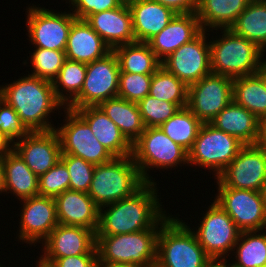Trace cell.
<instances>
[{"label":"cell","mask_w":266,"mask_h":267,"mask_svg":"<svg viewBox=\"0 0 266 267\" xmlns=\"http://www.w3.org/2000/svg\"><path fill=\"white\" fill-rule=\"evenodd\" d=\"M245 144L210 123H203L188 152V166L212 170L217 176L235 159Z\"/></svg>","instance_id":"8"},{"label":"cell","mask_w":266,"mask_h":267,"mask_svg":"<svg viewBox=\"0 0 266 267\" xmlns=\"http://www.w3.org/2000/svg\"><path fill=\"white\" fill-rule=\"evenodd\" d=\"M203 123L187 108H180L159 128L176 144L187 152L193 147L198 131Z\"/></svg>","instance_id":"34"},{"label":"cell","mask_w":266,"mask_h":267,"mask_svg":"<svg viewBox=\"0 0 266 267\" xmlns=\"http://www.w3.org/2000/svg\"><path fill=\"white\" fill-rule=\"evenodd\" d=\"M230 29L266 52V0H250Z\"/></svg>","instance_id":"31"},{"label":"cell","mask_w":266,"mask_h":267,"mask_svg":"<svg viewBox=\"0 0 266 267\" xmlns=\"http://www.w3.org/2000/svg\"><path fill=\"white\" fill-rule=\"evenodd\" d=\"M188 89L184 82L161 66L152 74L149 95L184 108L187 107Z\"/></svg>","instance_id":"36"},{"label":"cell","mask_w":266,"mask_h":267,"mask_svg":"<svg viewBox=\"0 0 266 267\" xmlns=\"http://www.w3.org/2000/svg\"><path fill=\"white\" fill-rule=\"evenodd\" d=\"M60 160L68 169L70 189L88 193L95 165L69 154H61Z\"/></svg>","instance_id":"40"},{"label":"cell","mask_w":266,"mask_h":267,"mask_svg":"<svg viewBox=\"0 0 266 267\" xmlns=\"http://www.w3.org/2000/svg\"><path fill=\"white\" fill-rule=\"evenodd\" d=\"M68 189H70V175L61 160L39 177L40 196L55 198Z\"/></svg>","instance_id":"41"},{"label":"cell","mask_w":266,"mask_h":267,"mask_svg":"<svg viewBox=\"0 0 266 267\" xmlns=\"http://www.w3.org/2000/svg\"><path fill=\"white\" fill-rule=\"evenodd\" d=\"M120 72L153 74L161 67V60L146 42H134L116 47Z\"/></svg>","instance_id":"32"},{"label":"cell","mask_w":266,"mask_h":267,"mask_svg":"<svg viewBox=\"0 0 266 267\" xmlns=\"http://www.w3.org/2000/svg\"><path fill=\"white\" fill-rule=\"evenodd\" d=\"M210 267H219L216 263H214L212 266Z\"/></svg>","instance_id":"55"},{"label":"cell","mask_w":266,"mask_h":267,"mask_svg":"<svg viewBox=\"0 0 266 267\" xmlns=\"http://www.w3.org/2000/svg\"><path fill=\"white\" fill-rule=\"evenodd\" d=\"M74 111L89 125L94 137L113 157L132 155V144L98 106H87Z\"/></svg>","instance_id":"23"},{"label":"cell","mask_w":266,"mask_h":267,"mask_svg":"<svg viewBox=\"0 0 266 267\" xmlns=\"http://www.w3.org/2000/svg\"><path fill=\"white\" fill-rule=\"evenodd\" d=\"M258 73L264 78L265 84H266V62L265 61L262 63L261 69Z\"/></svg>","instance_id":"50"},{"label":"cell","mask_w":266,"mask_h":267,"mask_svg":"<svg viewBox=\"0 0 266 267\" xmlns=\"http://www.w3.org/2000/svg\"><path fill=\"white\" fill-rule=\"evenodd\" d=\"M26 10L25 24L32 45L35 48L65 51L70 28L77 18L69 11L60 13L34 4Z\"/></svg>","instance_id":"11"},{"label":"cell","mask_w":266,"mask_h":267,"mask_svg":"<svg viewBox=\"0 0 266 267\" xmlns=\"http://www.w3.org/2000/svg\"><path fill=\"white\" fill-rule=\"evenodd\" d=\"M200 220L191 230L205 253L214 262L232 255L241 230L231 217L214 201Z\"/></svg>","instance_id":"9"},{"label":"cell","mask_w":266,"mask_h":267,"mask_svg":"<svg viewBox=\"0 0 266 267\" xmlns=\"http://www.w3.org/2000/svg\"><path fill=\"white\" fill-rule=\"evenodd\" d=\"M54 200L59 224L81 226L96 233L99 225V207L88 193L68 189Z\"/></svg>","instance_id":"21"},{"label":"cell","mask_w":266,"mask_h":267,"mask_svg":"<svg viewBox=\"0 0 266 267\" xmlns=\"http://www.w3.org/2000/svg\"><path fill=\"white\" fill-rule=\"evenodd\" d=\"M36 262H37V263H36V264H37L36 267H39V259H38V261H36ZM32 267H33V266H32Z\"/></svg>","instance_id":"56"},{"label":"cell","mask_w":266,"mask_h":267,"mask_svg":"<svg viewBox=\"0 0 266 267\" xmlns=\"http://www.w3.org/2000/svg\"><path fill=\"white\" fill-rule=\"evenodd\" d=\"M228 258H225V259H221V260H218L216 261L215 263L219 266V267H240L238 265H236L235 263L233 262H230L229 264L228 263Z\"/></svg>","instance_id":"49"},{"label":"cell","mask_w":266,"mask_h":267,"mask_svg":"<svg viewBox=\"0 0 266 267\" xmlns=\"http://www.w3.org/2000/svg\"><path fill=\"white\" fill-rule=\"evenodd\" d=\"M39 267H52V266L49 265V264H46V263L42 262V261L39 259Z\"/></svg>","instance_id":"53"},{"label":"cell","mask_w":266,"mask_h":267,"mask_svg":"<svg viewBox=\"0 0 266 267\" xmlns=\"http://www.w3.org/2000/svg\"><path fill=\"white\" fill-rule=\"evenodd\" d=\"M157 189L156 182L145 183L130 197L100 207L96 235L128 234L153 228L167 214L161 207Z\"/></svg>","instance_id":"1"},{"label":"cell","mask_w":266,"mask_h":267,"mask_svg":"<svg viewBox=\"0 0 266 267\" xmlns=\"http://www.w3.org/2000/svg\"><path fill=\"white\" fill-rule=\"evenodd\" d=\"M66 60L65 51L35 48L31 52L32 73L31 76L39 77L41 79L53 80L58 76L64 62Z\"/></svg>","instance_id":"37"},{"label":"cell","mask_w":266,"mask_h":267,"mask_svg":"<svg viewBox=\"0 0 266 267\" xmlns=\"http://www.w3.org/2000/svg\"><path fill=\"white\" fill-rule=\"evenodd\" d=\"M232 93V78L211 73L189 86L187 108L209 123L233 100Z\"/></svg>","instance_id":"16"},{"label":"cell","mask_w":266,"mask_h":267,"mask_svg":"<svg viewBox=\"0 0 266 267\" xmlns=\"http://www.w3.org/2000/svg\"><path fill=\"white\" fill-rule=\"evenodd\" d=\"M220 32L222 37L209 40L212 74L232 79L257 74L265 52L231 29H220Z\"/></svg>","instance_id":"5"},{"label":"cell","mask_w":266,"mask_h":267,"mask_svg":"<svg viewBox=\"0 0 266 267\" xmlns=\"http://www.w3.org/2000/svg\"><path fill=\"white\" fill-rule=\"evenodd\" d=\"M144 184L132 155L114 157L107 163L95 165L88 194L100 208L130 197Z\"/></svg>","instance_id":"6"},{"label":"cell","mask_w":266,"mask_h":267,"mask_svg":"<svg viewBox=\"0 0 266 267\" xmlns=\"http://www.w3.org/2000/svg\"><path fill=\"white\" fill-rule=\"evenodd\" d=\"M120 66L111 51L104 58L87 64L86 77L80 94L66 107L71 110L100 103L117 97Z\"/></svg>","instance_id":"10"},{"label":"cell","mask_w":266,"mask_h":267,"mask_svg":"<svg viewBox=\"0 0 266 267\" xmlns=\"http://www.w3.org/2000/svg\"><path fill=\"white\" fill-rule=\"evenodd\" d=\"M42 262L52 267H97V254H84L63 258H39Z\"/></svg>","instance_id":"44"},{"label":"cell","mask_w":266,"mask_h":267,"mask_svg":"<svg viewBox=\"0 0 266 267\" xmlns=\"http://www.w3.org/2000/svg\"><path fill=\"white\" fill-rule=\"evenodd\" d=\"M65 120L55 128L61 145V154L80 157L93 165L104 164L114 157L94 137L89 125L74 111L64 108Z\"/></svg>","instance_id":"12"},{"label":"cell","mask_w":266,"mask_h":267,"mask_svg":"<svg viewBox=\"0 0 266 267\" xmlns=\"http://www.w3.org/2000/svg\"><path fill=\"white\" fill-rule=\"evenodd\" d=\"M86 70V63L66 59L58 76L53 80L55 95L64 107H67L80 94Z\"/></svg>","instance_id":"35"},{"label":"cell","mask_w":266,"mask_h":267,"mask_svg":"<svg viewBox=\"0 0 266 267\" xmlns=\"http://www.w3.org/2000/svg\"><path fill=\"white\" fill-rule=\"evenodd\" d=\"M85 21L112 51L118 46L136 42L127 2L117 8L91 14Z\"/></svg>","instance_id":"20"},{"label":"cell","mask_w":266,"mask_h":267,"mask_svg":"<svg viewBox=\"0 0 266 267\" xmlns=\"http://www.w3.org/2000/svg\"><path fill=\"white\" fill-rule=\"evenodd\" d=\"M127 5L132 16L136 42L147 43L177 15L168 7L152 0H130Z\"/></svg>","instance_id":"24"},{"label":"cell","mask_w":266,"mask_h":267,"mask_svg":"<svg viewBox=\"0 0 266 267\" xmlns=\"http://www.w3.org/2000/svg\"><path fill=\"white\" fill-rule=\"evenodd\" d=\"M111 51L85 20L76 19L72 23L65 48L66 59L88 64Z\"/></svg>","instance_id":"26"},{"label":"cell","mask_w":266,"mask_h":267,"mask_svg":"<svg viewBox=\"0 0 266 267\" xmlns=\"http://www.w3.org/2000/svg\"><path fill=\"white\" fill-rule=\"evenodd\" d=\"M0 131L13 143L29 133L17 112L4 100L0 103Z\"/></svg>","instance_id":"42"},{"label":"cell","mask_w":266,"mask_h":267,"mask_svg":"<svg viewBox=\"0 0 266 267\" xmlns=\"http://www.w3.org/2000/svg\"><path fill=\"white\" fill-rule=\"evenodd\" d=\"M1 89L3 100L17 112L29 132L55 130L50 115L66 107L57 99L51 81L28 74L2 85Z\"/></svg>","instance_id":"2"},{"label":"cell","mask_w":266,"mask_h":267,"mask_svg":"<svg viewBox=\"0 0 266 267\" xmlns=\"http://www.w3.org/2000/svg\"><path fill=\"white\" fill-rule=\"evenodd\" d=\"M97 267H138V266L112 265V264L98 263Z\"/></svg>","instance_id":"51"},{"label":"cell","mask_w":266,"mask_h":267,"mask_svg":"<svg viewBox=\"0 0 266 267\" xmlns=\"http://www.w3.org/2000/svg\"><path fill=\"white\" fill-rule=\"evenodd\" d=\"M172 216L161 224L155 267L212 266L215 262L205 253L188 223Z\"/></svg>","instance_id":"4"},{"label":"cell","mask_w":266,"mask_h":267,"mask_svg":"<svg viewBox=\"0 0 266 267\" xmlns=\"http://www.w3.org/2000/svg\"><path fill=\"white\" fill-rule=\"evenodd\" d=\"M3 100V93H2V89H1V85H0V103L2 102Z\"/></svg>","instance_id":"54"},{"label":"cell","mask_w":266,"mask_h":267,"mask_svg":"<svg viewBox=\"0 0 266 267\" xmlns=\"http://www.w3.org/2000/svg\"><path fill=\"white\" fill-rule=\"evenodd\" d=\"M166 214L153 228L135 233L96 235L98 263L138 267H155L157 238Z\"/></svg>","instance_id":"3"},{"label":"cell","mask_w":266,"mask_h":267,"mask_svg":"<svg viewBox=\"0 0 266 267\" xmlns=\"http://www.w3.org/2000/svg\"><path fill=\"white\" fill-rule=\"evenodd\" d=\"M202 31L196 13L177 14L160 33L147 43L162 61L181 45L192 41Z\"/></svg>","instance_id":"22"},{"label":"cell","mask_w":266,"mask_h":267,"mask_svg":"<svg viewBox=\"0 0 266 267\" xmlns=\"http://www.w3.org/2000/svg\"><path fill=\"white\" fill-rule=\"evenodd\" d=\"M152 74L120 72L117 97L138 103L149 95Z\"/></svg>","instance_id":"39"},{"label":"cell","mask_w":266,"mask_h":267,"mask_svg":"<svg viewBox=\"0 0 266 267\" xmlns=\"http://www.w3.org/2000/svg\"><path fill=\"white\" fill-rule=\"evenodd\" d=\"M215 201L241 231L266 229V207L259 191L217 187Z\"/></svg>","instance_id":"15"},{"label":"cell","mask_w":266,"mask_h":267,"mask_svg":"<svg viewBox=\"0 0 266 267\" xmlns=\"http://www.w3.org/2000/svg\"><path fill=\"white\" fill-rule=\"evenodd\" d=\"M3 173V194L11 193L19 201L39 195V177L28 168L14 149L4 157Z\"/></svg>","instance_id":"27"},{"label":"cell","mask_w":266,"mask_h":267,"mask_svg":"<svg viewBox=\"0 0 266 267\" xmlns=\"http://www.w3.org/2000/svg\"><path fill=\"white\" fill-rule=\"evenodd\" d=\"M98 107L117 125L131 144L145 131L137 103L115 97L100 103Z\"/></svg>","instance_id":"29"},{"label":"cell","mask_w":266,"mask_h":267,"mask_svg":"<svg viewBox=\"0 0 266 267\" xmlns=\"http://www.w3.org/2000/svg\"><path fill=\"white\" fill-rule=\"evenodd\" d=\"M250 0H198L196 16L203 30L230 29Z\"/></svg>","instance_id":"28"},{"label":"cell","mask_w":266,"mask_h":267,"mask_svg":"<svg viewBox=\"0 0 266 267\" xmlns=\"http://www.w3.org/2000/svg\"><path fill=\"white\" fill-rule=\"evenodd\" d=\"M209 123L245 145L260 142L263 122L233 100Z\"/></svg>","instance_id":"25"},{"label":"cell","mask_w":266,"mask_h":267,"mask_svg":"<svg viewBox=\"0 0 266 267\" xmlns=\"http://www.w3.org/2000/svg\"><path fill=\"white\" fill-rule=\"evenodd\" d=\"M233 101L266 122V84L259 74L233 79Z\"/></svg>","instance_id":"30"},{"label":"cell","mask_w":266,"mask_h":267,"mask_svg":"<svg viewBox=\"0 0 266 267\" xmlns=\"http://www.w3.org/2000/svg\"><path fill=\"white\" fill-rule=\"evenodd\" d=\"M233 253L240 267H266V230L241 231Z\"/></svg>","instance_id":"33"},{"label":"cell","mask_w":266,"mask_h":267,"mask_svg":"<svg viewBox=\"0 0 266 267\" xmlns=\"http://www.w3.org/2000/svg\"><path fill=\"white\" fill-rule=\"evenodd\" d=\"M132 157L145 183H155L148 174L154 168L168 170L182 164L188 166V152L159 127L145 128L132 144Z\"/></svg>","instance_id":"7"},{"label":"cell","mask_w":266,"mask_h":267,"mask_svg":"<svg viewBox=\"0 0 266 267\" xmlns=\"http://www.w3.org/2000/svg\"><path fill=\"white\" fill-rule=\"evenodd\" d=\"M171 9L176 14L196 13L198 0H152Z\"/></svg>","instance_id":"45"},{"label":"cell","mask_w":266,"mask_h":267,"mask_svg":"<svg viewBox=\"0 0 266 267\" xmlns=\"http://www.w3.org/2000/svg\"><path fill=\"white\" fill-rule=\"evenodd\" d=\"M137 104L146 128L161 126L181 108L176 103L159 100L150 95Z\"/></svg>","instance_id":"38"},{"label":"cell","mask_w":266,"mask_h":267,"mask_svg":"<svg viewBox=\"0 0 266 267\" xmlns=\"http://www.w3.org/2000/svg\"><path fill=\"white\" fill-rule=\"evenodd\" d=\"M218 187L261 192L266 181V152L257 144L242 147L235 159L217 176Z\"/></svg>","instance_id":"13"},{"label":"cell","mask_w":266,"mask_h":267,"mask_svg":"<svg viewBox=\"0 0 266 267\" xmlns=\"http://www.w3.org/2000/svg\"><path fill=\"white\" fill-rule=\"evenodd\" d=\"M42 245L43 254L39 258L97 254L96 233L81 226L58 224Z\"/></svg>","instance_id":"19"},{"label":"cell","mask_w":266,"mask_h":267,"mask_svg":"<svg viewBox=\"0 0 266 267\" xmlns=\"http://www.w3.org/2000/svg\"><path fill=\"white\" fill-rule=\"evenodd\" d=\"M259 144L263 147L266 152V122L262 124L261 138Z\"/></svg>","instance_id":"47"},{"label":"cell","mask_w":266,"mask_h":267,"mask_svg":"<svg viewBox=\"0 0 266 267\" xmlns=\"http://www.w3.org/2000/svg\"><path fill=\"white\" fill-rule=\"evenodd\" d=\"M69 11L77 18L86 20L91 14L110 10L121 6L123 0H68ZM74 10V11H73Z\"/></svg>","instance_id":"43"},{"label":"cell","mask_w":266,"mask_h":267,"mask_svg":"<svg viewBox=\"0 0 266 267\" xmlns=\"http://www.w3.org/2000/svg\"><path fill=\"white\" fill-rule=\"evenodd\" d=\"M209 31L203 30L161 61V66L188 87L211 74ZM208 38V40H207Z\"/></svg>","instance_id":"14"},{"label":"cell","mask_w":266,"mask_h":267,"mask_svg":"<svg viewBox=\"0 0 266 267\" xmlns=\"http://www.w3.org/2000/svg\"><path fill=\"white\" fill-rule=\"evenodd\" d=\"M262 198L266 207V181L263 184L262 190H261Z\"/></svg>","instance_id":"52"},{"label":"cell","mask_w":266,"mask_h":267,"mask_svg":"<svg viewBox=\"0 0 266 267\" xmlns=\"http://www.w3.org/2000/svg\"><path fill=\"white\" fill-rule=\"evenodd\" d=\"M21 202L23 204H21ZM18 241L36 246L43 242L59 224L54 198L34 196L20 201Z\"/></svg>","instance_id":"17"},{"label":"cell","mask_w":266,"mask_h":267,"mask_svg":"<svg viewBox=\"0 0 266 267\" xmlns=\"http://www.w3.org/2000/svg\"><path fill=\"white\" fill-rule=\"evenodd\" d=\"M14 149V143L0 131V157H5Z\"/></svg>","instance_id":"46"},{"label":"cell","mask_w":266,"mask_h":267,"mask_svg":"<svg viewBox=\"0 0 266 267\" xmlns=\"http://www.w3.org/2000/svg\"><path fill=\"white\" fill-rule=\"evenodd\" d=\"M3 161L4 158L0 157V194L3 193V187H4Z\"/></svg>","instance_id":"48"},{"label":"cell","mask_w":266,"mask_h":267,"mask_svg":"<svg viewBox=\"0 0 266 267\" xmlns=\"http://www.w3.org/2000/svg\"><path fill=\"white\" fill-rule=\"evenodd\" d=\"M14 150L38 177L56 165L61 157L60 139L55 130L29 132L14 142Z\"/></svg>","instance_id":"18"}]
</instances>
